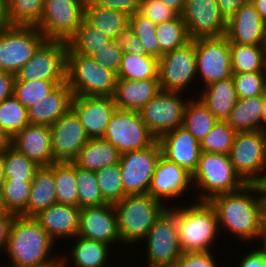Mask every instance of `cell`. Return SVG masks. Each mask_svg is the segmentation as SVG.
Wrapping results in <instances>:
<instances>
[{
  "label": "cell",
  "mask_w": 266,
  "mask_h": 267,
  "mask_svg": "<svg viewBox=\"0 0 266 267\" xmlns=\"http://www.w3.org/2000/svg\"><path fill=\"white\" fill-rule=\"evenodd\" d=\"M217 121L215 116L197 96L193 99H189L182 126H184L198 142H201L205 138Z\"/></svg>",
  "instance_id": "36"
},
{
  "label": "cell",
  "mask_w": 266,
  "mask_h": 267,
  "mask_svg": "<svg viewBox=\"0 0 266 267\" xmlns=\"http://www.w3.org/2000/svg\"><path fill=\"white\" fill-rule=\"evenodd\" d=\"M32 188L27 203V217H34L42 210L57 203L54 181V163L40 167L31 181Z\"/></svg>",
  "instance_id": "32"
},
{
  "label": "cell",
  "mask_w": 266,
  "mask_h": 267,
  "mask_svg": "<svg viewBox=\"0 0 266 267\" xmlns=\"http://www.w3.org/2000/svg\"><path fill=\"white\" fill-rule=\"evenodd\" d=\"M65 82L66 81L46 80L15 81L13 96H15L24 107L29 109Z\"/></svg>",
  "instance_id": "43"
},
{
  "label": "cell",
  "mask_w": 266,
  "mask_h": 267,
  "mask_svg": "<svg viewBox=\"0 0 266 267\" xmlns=\"http://www.w3.org/2000/svg\"><path fill=\"white\" fill-rule=\"evenodd\" d=\"M233 73L266 72V46L230 44Z\"/></svg>",
  "instance_id": "35"
},
{
  "label": "cell",
  "mask_w": 266,
  "mask_h": 267,
  "mask_svg": "<svg viewBox=\"0 0 266 267\" xmlns=\"http://www.w3.org/2000/svg\"><path fill=\"white\" fill-rule=\"evenodd\" d=\"M4 163L6 179L32 181L40 168L12 146L4 152Z\"/></svg>",
  "instance_id": "48"
},
{
  "label": "cell",
  "mask_w": 266,
  "mask_h": 267,
  "mask_svg": "<svg viewBox=\"0 0 266 267\" xmlns=\"http://www.w3.org/2000/svg\"><path fill=\"white\" fill-rule=\"evenodd\" d=\"M192 184L199 190L195 200L210 201L215 196L236 192L247 183L235 171L229 155L201 152Z\"/></svg>",
  "instance_id": "5"
},
{
  "label": "cell",
  "mask_w": 266,
  "mask_h": 267,
  "mask_svg": "<svg viewBox=\"0 0 266 267\" xmlns=\"http://www.w3.org/2000/svg\"><path fill=\"white\" fill-rule=\"evenodd\" d=\"M78 236L112 244L122 243L118 233L117 213L113 204L84 207L80 210Z\"/></svg>",
  "instance_id": "22"
},
{
  "label": "cell",
  "mask_w": 266,
  "mask_h": 267,
  "mask_svg": "<svg viewBox=\"0 0 266 267\" xmlns=\"http://www.w3.org/2000/svg\"><path fill=\"white\" fill-rule=\"evenodd\" d=\"M122 245L139 244L168 208L150 194L126 195L114 204Z\"/></svg>",
  "instance_id": "4"
},
{
  "label": "cell",
  "mask_w": 266,
  "mask_h": 267,
  "mask_svg": "<svg viewBox=\"0 0 266 267\" xmlns=\"http://www.w3.org/2000/svg\"><path fill=\"white\" fill-rule=\"evenodd\" d=\"M191 39L225 36L227 21L217 0H187L180 15Z\"/></svg>",
  "instance_id": "17"
},
{
  "label": "cell",
  "mask_w": 266,
  "mask_h": 267,
  "mask_svg": "<svg viewBox=\"0 0 266 267\" xmlns=\"http://www.w3.org/2000/svg\"><path fill=\"white\" fill-rule=\"evenodd\" d=\"M191 189H194L192 175L183 167L161 155L157 161L148 194L170 207L171 205L168 204L171 203H167V200L175 198L174 202L184 195L187 197L186 192L190 195Z\"/></svg>",
  "instance_id": "18"
},
{
  "label": "cell",
  "mask_w": 266,
  "mask_h": 267,
  "mask_svg": "<svg viewBox=\"0 0 266 267\" xmlns=\"http://www.w3.org/2000/svg\"><path fill=\"white\" fill-rule=\"evenodd\" d=\"M101 195L107 204H116L127 194L125 193L120 164L108 165L95 171Z\"/></svg>",
  "instance_id": "42"
},
{
  "label": "cell",
  "mask_w": 266,
  "mask_h": 267,
  "mask_svg": "<svg viewBox=\"0 0 266 267\" xmlns=\"http://www.w3.org/2000/svg\"><path fill=\"white\" fill-rule=\"evenodd\" d=\"M51 149L55 162H73L89 141L76 113L70 109L50 126Z\"/></svg>",
  "instance_id": "19"
},
{
  "label": "cell",
  "mask_w": 266,
  "mask_h": 267,
  "mask_svg": "<svg viewBox=\"0 0 266 267\" xmlns=\"http://www.w3.org/2000/svg\"><path fill=\"white\" fill-rule=\"evenodd\" d=\"M157 25L139 12L129 18V31L136 35L143 43L148 55L161 57V49L156 36Z\"/></svg>",
  "instance_id": "47"
},
{
  "label": "cell",
  "mask_w": 266,
  "mask_h": 267,
  "mask_svg": "<svg viewBox=\"0 0 266 267\" xmlns=\"http://www.w3.org/2000/svg\"><path fill=\"white\" fill-rule=\"evenodd\" d=\"M129 18L130 16L122 11L92 6L85 2L84 20L111 40H118L129 30Z\"/></svg>",
  "instance_id": "30"
},
{
  "label": "cell",
  "mask_w": 266,
  "mask_h": 267,
  "mask_svg": "<svg viewBox=\"0 0 266 267\" xmlns=\"http://www.w3.org/2000/svg\"><path fill=\"white\" fill-rule=\"evenodd\" d=\"M12 147L40 167H49L55 163L50 126L28 124L12 137Z\"/></svg>",
  "instance_id": "24"
},
{
  "label": "cell",
  "mask_w": 266,
  "mask_h": 267,
  "mask_svg": "<svg viewBox=\"0 0 266 267\" xmlns=\"http://www.w3.org/2000/svg\"><path fill=\"white\" fill-rule=\"evenodd\" d=\"M54 181L57 203L78 206L76 166L72 162H55Z\"/></svg>",
  "instance_id": "38"
},
{
  "label": "cell",
  "mask_w": 266,
  "mask_h": 267,
  "mask_svg": "<svg viewBox=\"0 0 266 267\" xmlns=\"http://www.w3.org/2000/svg\"><path fill=\"white\" fill-rule=\"evenodd\" d=\"M15 216L16 215L8 212L0 216V253L2 252V250L5 251L6 249L11 224Z\"/></svg>",
  "instance_id": "57"
},
{
  "label": "cell",
  "mask_w": 266,
  "mask_h": 267,
  "mask_svg": "<svg viewBox=\"0 0 266 267\" xmlns=\"http://www.w3.org/2000/svg\"><path fill=\"white\" fill-rule=\"evenodd\" d=\"M103 139L111 143L122 155L152 146L158 139L142 121L139 111L116 108Z\"/></svg>",
  "instance_id": "10"
},
{
  "label": "cell",
  "mask_w": 266,
  "mask_h": 267,
  "mask_svg": "<svg viewBox=\"0 0 266 267\" xmlns=\"http://www.w3.org/2000/svg\"><path fill=\"white\" fill-rule=\"evenodd\" d=\"M257 184L260 187L261 194L266 198V173Z\"/></svg>",
  "instance_id": "66"
},
{
  "label": "cell",
  "mask_w": 266,
  "mask_h": 267,
  "mask_svg": "<svg viewBox=\"0 0 266 267\" xmlns=\"http://www.w3.org/2000/svg\"><path fill=\"white\" fill-rule=\"evenodd\" d=\"M263 96L238 98L226 122L236 131L262 130Z\"/></svg>",
  "instance_id": "33"
},
{
  "label": "cell",
  "mask_w": 266,
  "mask_h": 267,
  "mask_svg": "<svg viewBox=\"0 0 266 267\" xmlns=\"http://www.w3.org/2000/svg\"><path fill=\"white\" fill-rule=\"evenodd\" d=\"M4 168H5L4 152H0V189L6 180Z\"/></svg>",
  "instance_id": "64"
},
{
  "label": "cell",
  "mask_w": 266,
  "mask_h": 267,
  "mask_svg": "<svg viewBox=\"0 0 266 267\" xmlns=\"http://www.w3.org/2000/svg\"><path fill=\"white\" fill-rule=\"evenodd\" d=\"M262 106V131H266V92L263 94Z\"/></svg>",
  "instance_id": "65"
},
{
  "label": "cell",
  "mask_w": 266,
  "mask_h": 267,
  "mask_svg": "<svg viewBox=\"0 0 266 267\" xmlns=\"http://www.w3.org/2000/svg\"><path fill=\"white\" fill-rule=\"evenodd\" d=\"M29 124L28 109L12 96L0 103V128L11 137Z\"/></svg>",
  "instance_id": "44"
},
{
  "label": "cell",
  "mask_w": 266,
  "mask_h": 267,
  "mask_svg": "<svg viewBox=\"0 0 266 267\" xmlns=\"http://www.w3.org/2000/svg\"><path fill=\"white\" fill-rule=\"evenodd\" d=\"M213 251L183 252L174 267H219Z\"/></svg>",
  "instance_id": "52"
},
{
  "label": "cell",
  "mask_w": 266,
  "mask_h": 267,
  "mask_svg": "<svg viewBox=\"0 0 266 267\" xmlns=\"http://www.w3.org/2000/svg\"><path fill=\"white\" fill-rule=\"evenodd\" d=\"M261 198L258 184H246L236 192L213 197L209 202L216 210L220 234L230 233L244 244L260 241Z\"/></svg>",
  "instance_id": "1"
},
{
  "label": "cell",
  "mask_w": 266,
  "mask_h": 267,
  "mask_svg": "<svg viewBox=\"0 0 266 267\" xmlns=\"http://www.w3.org/2000/svg\"><path fill=\"white\" fill-rule=\"evenodd\" d=\"M92 6L115 9L129 16L139 12L141 0H86Z\"/></svg>",
  "instance_id": "53"
},
{
  "label": "cell",
  "mask_w": 266,
  "mask_h": 267,
  "mask_svg": "<svg viewBox=\"0 0 266 267\" xmlns=\"http://www.w3.org/2000/svg\"><path fill=\"white\" fill-rule=\"evenodd\" d=\"M110 41L111 39L108 36L83 20L76 34L67 42V54L91 56Z\"/></svg>",
  "instance_id": "39"
},
{
  "label": "cell",
  "mask_w": 266,
  "mask_h": 267,
  "mask_svg": "<svg viewBox=\"0 0 266 267\" xmlns=\"http://www.w3.org/2000/svg\"><path fill=\"white\" fill-rule=\"evenodd\" d=\"M158 141L166 159L193 174L200 158L201 145L184 126L165 133Z\"/></svg>",
  "instance_id": "23"
},
{
  "label": "cell",
  "mask_w": 266,
  "mask_h": 267,
  "mask_svg": "<svg viewBox=\"0 0 266 267\" xmlns=\"http://www.w3.org/2000/svg\"><path fill=\"white\" fill-rule=\"evenodd\" d=\"M187 0H161L166 6L172 8L178 15H181Z\"/></svg>",
  "instance_id": "60"
},
{
  "label": "cell",
  "mask_w": 266,
  "mask_h": 267,
  "mask_svg": "<svg viewBox=\"0 0 266 267\" xmlns=\"http://www.w3.org/2000/svg\"><path fill=\"white\" fill-rule=\"evenodd\" d=\"M68 44L46 40L16 73L15 81H66Z\"/></svg>",
  "instance_id": "14"
},
{
  "label": "cell",
  "mask_w": 266,
  "mask_h": 267,
  "mask_svg": "<svg viewBox=\"0 0 266 267\" xmlns=\"http://www.w3.org/2000/svg\"><path fill=\"white\" fill-rule=\"evenodd\" d=\"M201 91H198L197 97L218 121H226L238 99L233 78L214 82L202 88Z\"/></svg>",
  "instance_id": "29"
},
{
  "label": "cell",
  "mask_w": 266,
  "mask_h": 267,
  "mask_svg": "<svg viewBox=\"0 0 266 267\" xmlns=\"http://www.w3.org/2000/svg\"><path fill=\"white\" fill-rule=\"evenodd\" d=\"M193 40L197 62V85L203 81L204 88L214 82L232 77L230 43L226 36Z\"/></svg>",
  "instance_id": "13"
},
{
  "label": "cell",
  "mask_w": 266,
  "mask_h": 267,
  "mask_svg": "<svg viewBox=\"0 0 266 267\" xmlns=\"http://www.w3.org/2000/svg\"><path fill=\"white\" fill-rule=\"evenodd\" d=\"M225 36L230 44L266 46V22L251 0L242 4L227 21Z\"/></svg>",
  "instance_id": "20"
},
{
  "label": "cell",
  "mask_w": 266,
  "mask_h": 267,
  "mask_svg": "<svg viewBox=\"0 0 266 267\" xmlns=\"http://www.w3.org/2000/svg\"><path fill=\"white\" fill-rule=\"evenodd\" d=\"M12 146V137L0 128V152H5Z\"/></svg>",
  "instance_id": "61"
},
{
  "label": "cell",
  "mask_w": 266,
  "mask_h": 267,
  "mask_svg": "<svg viewBox=\"0 0 266 267\" xmlns=\"http://www.w3.org/2000/svg\"><path fill=\"white\" fill-rule=\"evenodd\" d=\"M5 213H6V210L3 207L2 199H1V195H0V216L4 215Z\"/></svg>",
  "instance_id": "68"
},
{
  "label": "cell",
  "mask_w": 266,
  "mask_h": 267,
  "mask_svg": "<svg viewBox=\"0 0 266 267\" xmlns=\"http://www.w3.org/2000/svg\"><path fill=\"white\" fill-rule=\"evenodd\" d=\"M86 0H45L36 26L46 40L68 42L84 20Z\"/></svg>",
  "instance_id": "11"
},
{
  "label": "cell",
  "mask_w": 266,
  "mask_h": 267,
  "mask_svg": "<svg viewBox=\"0 0 266 267\" xmlns=\"http://www.w3.org/2000/svg\"><path fill=\"white\" fill-rule=\"evenodd\" d=\"M117 79L91 56L67 54L66 82L74 96L113 97Z\"/></svg>",
  "instance_id": "6"
},
{
  "label": "cell",
  "mask_w": 266,
  "mask_h": 267,
  "mask_svg": "<svg viewBox=\"0 0 266 267\" xmlns=\"http://www.w3.org/2000/svg\"><path fill=\"white\" fill-rule=\"evenodd\" d=\"M159 59L151 55L124 53L118 79L158 80Z\"/></svg>",
  "instance_id": "34"
},
{
  "label": "cell",
  "mask_w": 266,
  "mask_h": 267,
  "mask_svg": "<svg viewBox=\"0 0 266 267\" xmlns=\"http://www.w3.org/2000/svg\"><path fill=\"white\" fill-rule=\"evenodd\" d=\"M160 91L159 80L117 79L113 99L119 109L140 111Z\"/></svg>",
  "instance_id": "27"
},
{
  "label": "cell",
  "mask_w": 266,
  "mask_h": 267,
  "mask_svg": "<svg viewBox=\"0 0 266 267\" xmlns=\"http://www.w3.org/2000/svg\"><path fill=\"white\" fill-rule=\"evenodd\" d=\"M156 36L161 49V56L188 43V30L181 16L175 19L157 24Z\"/></svg>",
  "instance_id": "41"
},
{
  "label": "cell",
  "mask_w": 266,
  "mask_h": 267,
  "mask_svg": "<svg viewBox=\"0 0 266 267\" xmlns=\"http://www.w3.org/2000/svg\"><path fill=\"white\" fill-rule=\"evenodd\" d=\"M162 155L159 141L152 146L121 155L122 182L127 195L148 194L157 161Z\"/></svg>",
  "instance_id": "16"
},
{
  "label": "cell",
  "mask_w": 266,
  "mask_h": 267,
  "mask_svg": "<svg viewBox=\"0 0 266 267\" xmlns=\"http://www.w3.org/2000/svg\"><path fill=\"white\" fill-rule=\"evenodd\" d=\"M158 80L161 90L183 94L187 87L190 90V86L195 84L193 82H197V62L193 39L159 58Z\"/></svg>",
  "instance_id": "12"
},
{
  "label": "cell",
  "mask_w": 266,
  "mask_h": 267,
  "mask_svg": "<svg viewBox=\"0 0 266 267\" xmlns=\"http://www.w3.org/2000/svg\"><path fill=\"white\" fill-rule=\"evenodd\" d=\"M76 182L78 188V207H98L107 204L101 195L95 171L76 166Z\"/></svg>",
  "instance_id": "45"
},
{
  "label": "cell",
  "mask_w": 266,
  "mask_h": 267,
  "mask_svg": "<svg viewBox=\"0 0 266 267\" xmlns=\"http://www.w3.org/2000/svg\"><path fill=\"white\" fill-rule=\"evenodd\" d=\"M260 240L262 246H266V198H261V235Z\"/></svg>",
  "instance_id": "59"
},
{
  "label": "cell",
  "mask_w": 266,
  "mask_h": 267,
  "mask_svg": "<svg viewBox=\"0 0 266 267\" xmlns=\"http://www.w3.org/2000/svg\"><path fill=\"white\" fill-rule=\"evenodd\" d=\"M15 74L0 71V103L14 95Z\"/></svg>",
  "instance_id": "56"
},
{
  "label": "cell",
  "mask_w": 266,
  "mask_h": 267,
  "mask_svg": "<svg viewBox=\"0 0 266 267\" xmlns=\"http://www.w3.org/2000/svg\"><path fill=\"white\" fill-rule=\"evenodd\" d=\"M73 96L67 82L59 85L47 97L28 109L29 124L51 126L71 109Z\"/></svg>",
  "instance_id": "28"
},
{
  "label": "cell",
  "mask_w": 266,
  "mask_h": 267,
  "mask_svg": "<svg viewBox=\"0 0 266 267\" xmlns=\"http://www.w3.org/2000/svg\"><path fill=\"white\" fill-rule=\"evenodd\" d=\"M118 41L120 43L121 48L124 50V53H133L137 55H148L145 51L142 41L129 30H127L118 39Z\"/></svg>",
  "instance_id": "54"
},
{
  "label": "cell",
  "mask_w": 266,
  "mask_h": 267,
  "mask_svg": "<svg viewBox=\"0 0 266 267\" xmlns=\"http://www.w3.org/2000/svg\"><path fill=\"white\" fill-rule=\"evenodd\" d=\"M32 188L31 181L6 179L0 189L6 212L27 217V203Z\"/></svg>",
  "instance_id": "37"
},
{
  "label": "cell",
  "mask_w": 266,
  "mask_h": 267,
  "mask_svg": "<svg viewBox=\"0 0 266 267\" xmlns=\"http://www.w3.org/2000/svg\"><path fill=\"white\" fill-rule=\"evenodd\" d=\"M45 0H7L8 25L36 27L41 18Z\"/></svg>",
  "instance_id": "40"
},
{
  "label": "cell",
  "mask_w": 266,
  "mask_h": 267,
  "mask_svg": "<svg viewBox=\"0 0 266 267\" xmlns=\"http://www.w3.org/2000/svg\"><path fill=\"white\" fill-rule=\"evenodd\" d=\"M229 157L247 184H257L266 173V131L237 132Z\"/></svg>",
  "instance_id": "9"
},
{
  "label": "cell",
  "mask_w": 266,
  "mask_h": 267,
  "mask_svg": "<svg viewBox=\"0 0 266 267\" xmlns=\"http://www.w3.org/2000/svg\"><path fill=\"white\" fill-rule=\"evenodd\" d=\"M121 154L107 140L103 138H90L79 150L76 159L72 162L75 166L97 171L108 165L120 162Z\"/></svg>",
  "instance_id": "31"
},
{
  "label": "cell",
  "mask_w": 266,
  "mask_h": 267,
  "mask_svg": "<svg viewBox=\"0 0 266 267\" xmlns=\"http://www.w3.org/2000/svg\"><path fill=\"white\" fill-rule=\"evenodd\" d=\"M247 0H217L223 18L228 21Z\"/></svg>",
  "instance_id": "58"
},
{
  "label": "cell",
  "mask_w": 266,
  "mask_h": 267,
  "mask_svg": "<svg viewBox=\"0 0 266 267\" xmlns=\"http://www.w3.org/2000/svg\"><path fill=\"white\" fill-rule=\"evenodd\" d=\"M117 106L113 97L73 96L71 109L89 138H102Z\"/></svg>",
  "instance_id": "21"
},
{
  "label": "cell",
  "mask_w": 266,
  "mask_h": 267,
  "mask_svg": "<svg viewBox=\"0 0 266 267\" xmlns=\"http://www.w3.org/2000/svg\"><path fill=\"white\" fill-rule=\"evenodd\" d=\"M55 243L34 217L15 216L4 252L8 266L60 264V256L52 255Z\"/></svg>",
  "instance_id": "2"
},
{
  "label": "cell",
  "mask_w": 266,
  "mask_h": 267,
  "mask_svg": "<svg viewBox=\"0 0 266 267\" xmlns=\"http://www.w3.org/2000/svg\"><path fill=\"white\" fill-rule=\"evenodd\" d=\"M175 219L182 253L212 251L213 243L222 236L216 210L209 201L175 205Z\"/></svg>",
  "instance_id": "3"
},
{
  "label": "cell",
  "mask_w": 266,
  "mask_h": 267,
  "mask_svg": "<svg viewBox=\"0 0 266 267\" xmlns=\"http://www.w3.org/2000/svg\"><path fill=\"white\" fill-rule=\"evenodd\" d=\"M247 254H243L244 257L240 258L238 267H266V246H260L254 250H249ZM246 255V256H245Z\"/></svg>",
  "instance_id": "55"
},
{
  "label": "cell",
  "mask_w": 266,
  "mask_h": 267,
  "mask_svg": "<svg viewBox=\"0 0 266 267\" xmlns=\"http://www.w3.org/2000/svg\"><path fill=\"white\" fill-rule=\"evenodd\" d=\"M80 208L78 206L55 203L42 210L34 219L57 242L59 239H72L78 235Z\"/></svg>",
  "instance_id": "25"
},
{
  "label": "cell",
  "mask_w": 266,
  "mask_h": 267,
  "mask_svg": "<svg viewBox=\"0 0 266 267\" xmlns=\"http://www.w3.org/2000/svg\"><path fill=\"white\" fill-rule=\"evenodd\" d=\"M8 25L7 0H0V27Z\"/></svg>",
  "instance_id": "62"
},
{
  "label": "cell",
  "mask_w": 266,
  "mask_h": 267,
  "mask_svg": "<svg viewBox=\"0 0 266 267\" xmlns=\"http://www.w3.org/2000/svg\"><path fill=\"white\" fill-rule=\"evenodd\" d=\"M261 18L266 22V0H251Z\"/></svg>",
  "instance_id": "63"
},
{
  "label": "cell",
  "mask_w": 266,
  "mask_h": 267,
  "mask_svg": "<svg viewBox=\"0 0 266 267\" xmlns=\"http://www.w3.org/2000/svg\"><path fill=\"white\" fill-rule=\"evenodd\" d=\"M238 98L263 96L266 92V72L233 73Z\"/></svg>",
  "instance_id": "49"
},
{
  "label": "cell",
  "mask_w": 266,
  "mask_h": 267,
  "mask_svg": "<svg viewBox=\"0 0 266 267\" xmlns=\"http://www.w3.org/2000/svg\"><path fill=\"white\" fill-rule=\"evenodd\" d=\"M187 98L181 92L161 90L139 111L142 121L157 139L183 125Z\"/></svg>",
  "instance_id": "15"
},
{
  "label": "cell",
  "mask_w": 266,
  "mask_h": 267,
  "mask_svg": "<svg viewBox=\"0 0 266 267\" xmlns=\"http://www.w3.org/2000/svg\"><path fill=\"white\" fill-rule=\"evenodd\" d=\"M58 265L60 264H41V265H36V266H8V267H57Z\"/></svg>",
  "instance_id": "67"
},
{
  "label": "cell",
  "mask_w": 266,
  "mask_h": 267,
  "mask_svg": "<svg viewBox=\"0 0 266 267\" xmlns=\"http://www.w3.org/2000/svg\"><path fill=\"white\" fill-rule=\"evenodd\" d=\"M139 13L156 25L175 19L178 14L161 0H141Z\"/></svg>",
  "instance_id": "51"
},
{
  "label": "cell",
  "mask_w": 266,
  "mask_h": 267,
  "mask_svg": "<svg viewBox=\"0 0 266 267\" xmlns=\"http://www.w3.org/2000/svg\"><path fill=\"white\" fill-rule=\"evenodd\" d=\"M45 41L37 27H0V71L16 75Z\"/></svg>",
  "instance_id": "8"
},
{
  "label": "cell",
  "mask_w": 266,
  "mask_h": 267,
  "mask_svg": "<svg viewBox=\"0 0 266 267\" xmlns=\"http://www.w3.org/2000/svg\"><path fill=\"white\" fill-rule=\"evenodd\" d=\"M72 242H74V244L72 246L73 248L71 247V250L69 249L70 253H58V255H60V265L62 267H71V265L73 267L109 266L108 263L110 262L109 260L111 258L110 252H112V250L110 249L112 248L111 245L102 241L90 240L84 237H80L78 235L73 238ZM68 254H70V257H67ZM68 263H70L71 265L68 266Z\"/></svg>",
  "instance_id": "26"
},
{
  "label": "cell",
  "mask_w": 266,
  "mask_h": 267,
  "mask_svg": "<svg viewBox=\"0 0 266 267\" xmlns=\"http://www.w3.org/2000/svg\"><path fill=\"white\" fill-rule=\"evenodd\" d=\"M123 54L124 50L121 48L119 41L111 40L104 47L91 55V58L118 74Z\"/></svg>",
  "instance_id": "50"
},
{
  "label": "cell",
  "mask_w": 266,
  "mask_h": 267,
  "mask_svg": "<svg viewBox=\"0 0 266 267\" xmlns=\"http://www.w3.org/2000/svg\"><path fill=\"white\" fill-rule=\"evenodd\" d=\"M236 134L237 132L226 121H217L200 142L201 152L229 155Z\"/></svg>",
  "instance_id": "46"
},
{
  "label": "cell",
  "mask_w": 266,
  "mask_h": 267,
  "mask_svg": "<svg viewBox=\"0 0 266 267\" xmlns=\"http://www.w3.org/2000/svg\"><path fill=\"white\" fill-rule=\"evenodd\" d=\"M171 204L151 227L145 242L146 267H174L181 256L175 207ZM144 266V267H145Z\"/></svg>",
  "instance_id": "7"
}]
</instances>
